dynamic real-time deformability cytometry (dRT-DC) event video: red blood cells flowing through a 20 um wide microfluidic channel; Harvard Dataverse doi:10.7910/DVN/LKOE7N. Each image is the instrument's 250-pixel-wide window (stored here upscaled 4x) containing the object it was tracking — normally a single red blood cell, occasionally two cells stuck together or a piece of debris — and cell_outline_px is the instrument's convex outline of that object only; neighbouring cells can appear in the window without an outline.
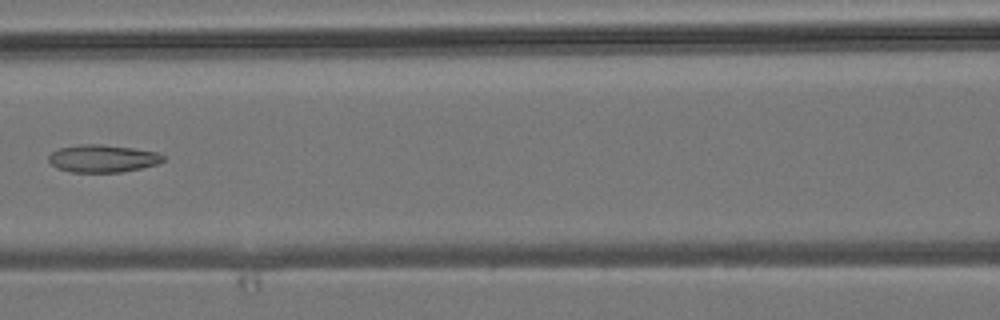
{"species": "common noctule bat (a hibernating species)", "species_latin": "Nyctalus noctula", "temperature_condition": "room temperature", "stored_images_in_passage": 7, "camera_frame_rate_fps": 3000, "um_per_image_px": 0.085, "animal": {"sex": "male", "body_mass_g": 19.2, "forearm_length_mm": 51.8}, "frame": {"image": 1, "passage_image": 6, "time_ms": 6.0, "image_size_px": [1000, 320], "cell_outline_px": [[164, 160], [156, 164], [140, 168], [120, 172], [72, 172], [56, 168], [48, 160], [48, 156], [52, 152], [60, 148], [80, 144], [100, 144], [132, 148], [156, 152], [164, 156]], "centroid_in_image_um": [8.69, 13.47], "position_along_channel_um": 157.9, "area_um2": 18.21}}
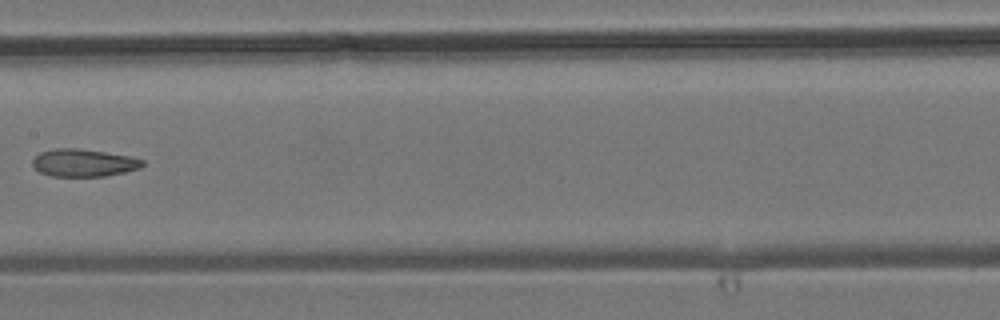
{"frame": {"image": 2, "passage_image": 7, "time_ms": 7.0, "image_size_px": [1000, 320], "cell_outline_px": [[144, 164], [140, 168], [124, 172], [104, 176], [52, 176], [40, 172], [32, 164], [32, 160], [40, 152], [52, 148], [80, 148], [128, 156], [144, 160]], "centroid_in_image_um": [7.09, 13.83], "position_along_channel_um": 200.3, "area_um2": 17.57}}